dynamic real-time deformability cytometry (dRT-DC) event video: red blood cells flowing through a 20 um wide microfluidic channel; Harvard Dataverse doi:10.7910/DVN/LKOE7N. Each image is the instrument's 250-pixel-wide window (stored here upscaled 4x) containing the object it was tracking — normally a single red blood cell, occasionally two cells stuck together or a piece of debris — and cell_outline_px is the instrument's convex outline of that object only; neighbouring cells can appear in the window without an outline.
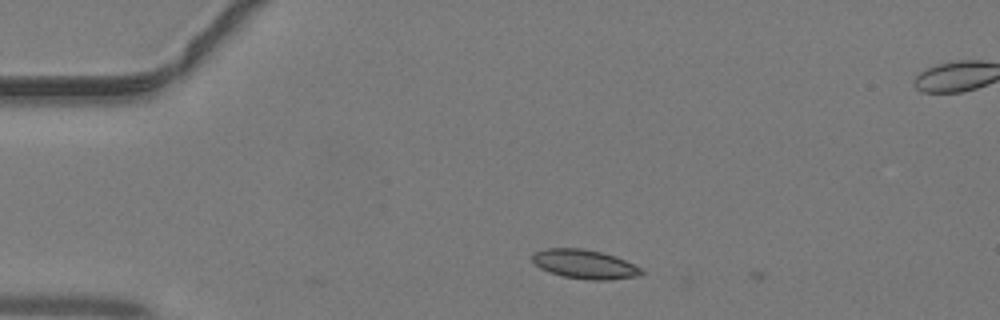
{"species": "common noctule bat (a hibernating species)", "species_latin": "Nyctalus noctula", "temperature_condition": "warm", "stored_images_in_passage": 6, "camera_frame_rate_fps": 3000, "um_per_image_px": 0.085, "animal": {"sex": "male", "body_mass_g": 19.2, "forearm_length_mm": 51.8}, "frame": {"image": 1, "passage_image": 4, "time_ms": 1.0, "image_size_px": [1000, 320], "cell_outline_px": [[644, 276], [608, 280], [588, 280], [564, 276], [548, 272], [540, 268], [532, 260], [532, 252], [544, 248], [580, 248], [600, 252], [616, 256], [640, 268], [644, 272]], "centroid_in_image_um": [49.69, 22.46], "position_along_channel_um": 35.3, "area_um2": 18.61}}